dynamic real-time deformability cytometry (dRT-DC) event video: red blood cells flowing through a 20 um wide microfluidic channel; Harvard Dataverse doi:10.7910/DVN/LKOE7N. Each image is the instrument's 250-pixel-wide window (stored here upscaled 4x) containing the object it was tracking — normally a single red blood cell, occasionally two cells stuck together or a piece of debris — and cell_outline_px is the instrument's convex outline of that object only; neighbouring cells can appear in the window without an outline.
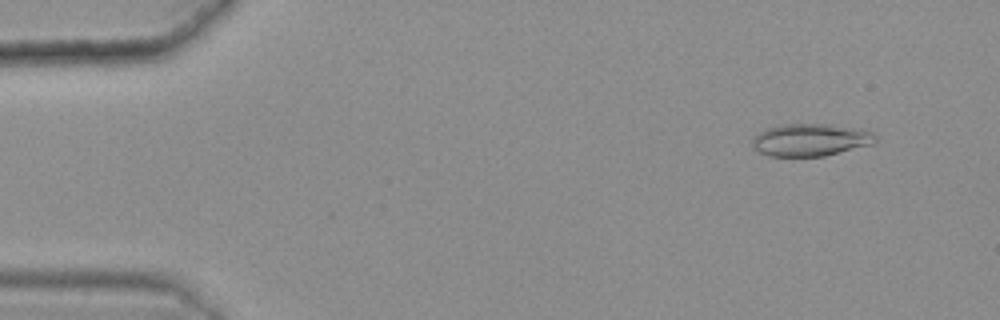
{"species": "common noctule bat (a hibernating species)", "species_latin": "Nyctalus noctula", "temperature_condition": "warm", "stored_images_in_passage": 49, "camera_frame_rate_fps": 3000, "um_per_image_px": 0.085, "animal": {"sex": "female", "body_mass_g": 25.1}, "frame": {"image": 1, "passage_image": 5, "time_ms": 1.333, "image_size_px": [1000, 320], "cell_outline_px": [[876, 140], [872, 144], [824, 156], [772, 156], [760, 152], [752, 144], [752, 136], [764, 128], [784, 124], [828, 124], [860, 128], [872, 132], [876, 136]], "centroid_in_image_um": [68.88, 11.87], "position_along_channel_um": 16.1, "area_um2": 23.29}}
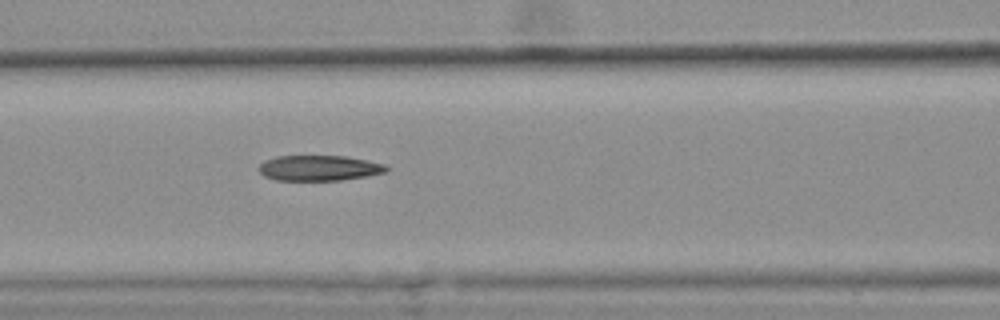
{"frame": {"image": 2, "passage_image": 24, "time_ms": 7.667, "image_size_px": [1000, 320], "cell_outline_px": [[388, 172], [368, 176], [340, 180], [276, 180], [264, 176], [256, 168], [264, 160], [276, 156], [344, 156], [384, 164], [388, 168]], "centroid_in_image_um": [27.09, 14.28], "position_along_channel_um": 139.5, "area_um2": 18.9}}
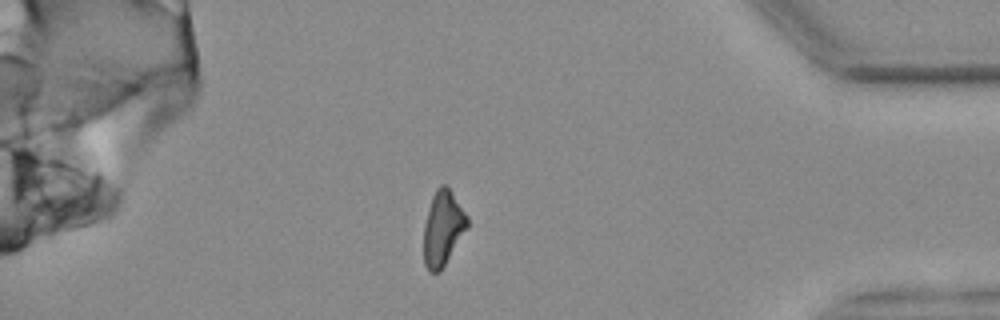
{"frame": {"image": 3, "passage_image": 48, "time_ms": 15.667, "image_size_px": [1000, 320], "cell_outline_px": [[468, 228], [440, 272], [428, 272], [424, 264], [424, 224], [428, 208], [432, 196], [436, 188], [440, 184], [444, 184], [448, 188], [468, 216]], "centroid_in_image_um": [37.63, 19.42], "position_along_channel_um": 397.6, "area_um2": 19.02}, "authors_computed_cell_mechanics": {"area_um2": 20.0566, "velocity_mm_per_s": 3.628, "shape_relaxation_time_tau1_ms": null, "shape_relaxation_time_tau2_ms": 4.6858, "deformation_change_tau1": null, "deformation_change_tau2": 0.1468}}